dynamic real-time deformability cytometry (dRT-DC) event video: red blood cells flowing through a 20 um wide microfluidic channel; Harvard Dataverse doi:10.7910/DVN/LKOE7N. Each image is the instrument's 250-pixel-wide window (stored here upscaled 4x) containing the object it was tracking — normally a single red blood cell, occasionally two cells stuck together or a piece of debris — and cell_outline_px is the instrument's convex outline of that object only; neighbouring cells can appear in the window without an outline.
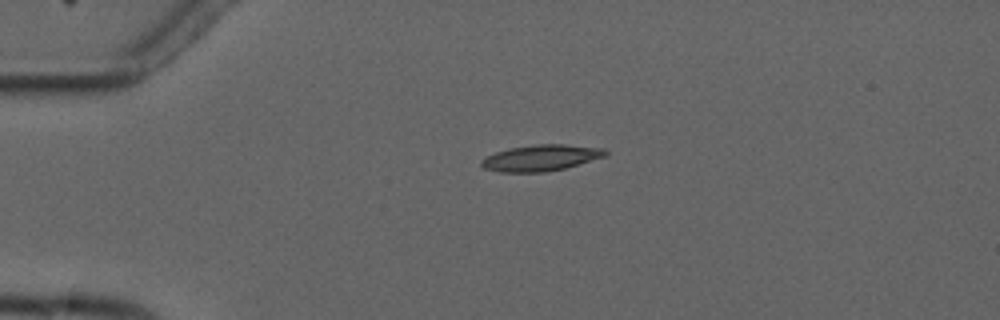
{"species": "common noctule bat (a hibernating species)", "species_latin": "Nyctalus noctula", "temperature_condition": "cold", "stored_images_in_passage": 4, "camera_frame_rate_fps": 3000, "um_per_image_px": 0.085, "animal": {"sex": "male", "forearm_length_mm": 52.5}, "frame": {"image": 1, "passage_image": 3, "time_ms": 2.333, "image_size_px": [1000, 320], "cell_outline_px": [[608, 156], [564, 168], [544, 172], [500, 172], [480, 168], [480, 160], [496, 152], [508, 148], [536, 144], [564, 144], [604, 148], [608, 152]], "centroid_in_image_um": [45.97, 13.42], "position_along_channel_um": 39.0, "area_um2": 19.07}}